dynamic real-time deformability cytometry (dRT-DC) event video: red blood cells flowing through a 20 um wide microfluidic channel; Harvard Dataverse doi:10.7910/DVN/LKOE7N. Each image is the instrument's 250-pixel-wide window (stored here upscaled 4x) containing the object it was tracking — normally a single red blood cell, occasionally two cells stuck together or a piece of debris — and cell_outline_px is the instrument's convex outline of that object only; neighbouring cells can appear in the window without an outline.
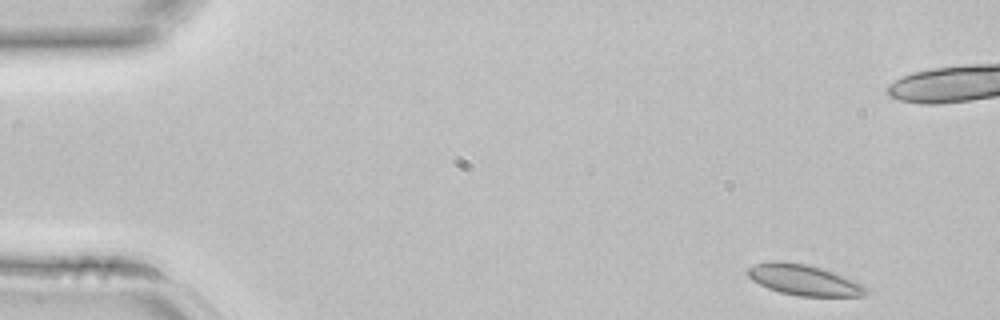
{"species": "common noctule bat (a hibernating species)", "species_latin": "Nyctalus noctula", "temperature_condition": "room temperature", "stored_images_in_passage": 14, "camera_frame_rate_fps": 3000, "um_per_image_px": 0.085, "animal": {"sex": "female", "body_mass_g": 22.7, "forearm_length_mm": 54.2}, "frame": {"image": 1, "passage_image": 1, "time_ms": 0.0, "image_size_px": [1000, 320], "cell_outline_px": [[868, 292], [864, 296], [800, 296], [780, 292], [768, 288], [752, 280], [744, 272], [752, 264], [768, 260], [780, 260], [808, 264], [832, 272], [852, 280], [868, 288]], "centroid_in_image_um": [68.25, 23.77], "position_along_channel_um": 16.8, "area_um2": 21.27}}